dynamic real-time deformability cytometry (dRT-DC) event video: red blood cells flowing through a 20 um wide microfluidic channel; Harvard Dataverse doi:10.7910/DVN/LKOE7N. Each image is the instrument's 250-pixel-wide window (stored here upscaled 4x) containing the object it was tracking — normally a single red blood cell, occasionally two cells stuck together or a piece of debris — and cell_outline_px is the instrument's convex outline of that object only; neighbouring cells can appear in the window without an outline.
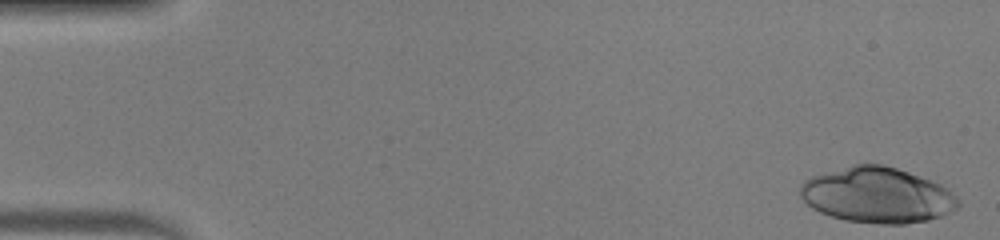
{"species": "human", "species_latin": "Homo sapiens", "temperature_condition": "warm", "stored_images_in_passage": 47, "camera_frame_rate_fps": 3000, "um_per_image_px": 0.085, "donor": {"sex": "male"}, "frame": {"image": 1, "passage_image": 1, "time_ms": 0.0, "image_size_px": [1000, 240], "cell_outline_px": [[960, 204], [956, 208], [940, 216], [928, 220], [904, 224], [880, 224], [844, 220], [820, 212], [812, 208], [800, 196], [800, 184], [804, 180], [812, 176], [824, 172], [852, 164], [884, 164], [908, 172], [940, 184], [960, 200]], "centroid_in_image_um": [74.53, 16.58], "position_along_channel_um": 10.5, "area_um2": 50.98}}
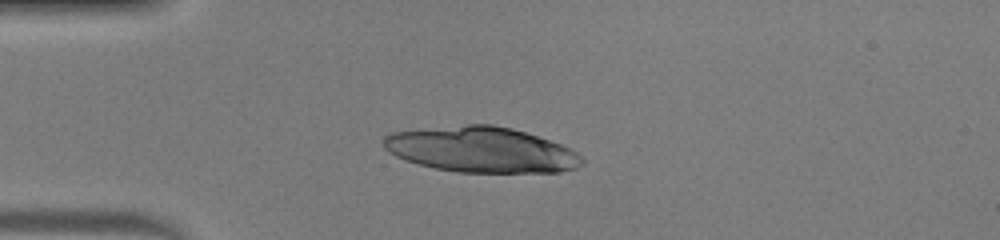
{"frame": {"image": 2, "passage_image": 12, "time_ms": 3.667, "image_size_px": [1000, 240], "cell_outline_px": [[584, 164], [576, 168], [560, 172], [456, 172], [436, 168], [404, 160], [388, 152], [384, 148], [384, 136], [392, 132], [468, 124], [492, 124], [512, 128], [560, 144], [576, 152], [584, 160]], "centroid_in_image_um": [40.9, 12.73], "position_along_channel_um": 44.1, "area_um2": 52.31}}